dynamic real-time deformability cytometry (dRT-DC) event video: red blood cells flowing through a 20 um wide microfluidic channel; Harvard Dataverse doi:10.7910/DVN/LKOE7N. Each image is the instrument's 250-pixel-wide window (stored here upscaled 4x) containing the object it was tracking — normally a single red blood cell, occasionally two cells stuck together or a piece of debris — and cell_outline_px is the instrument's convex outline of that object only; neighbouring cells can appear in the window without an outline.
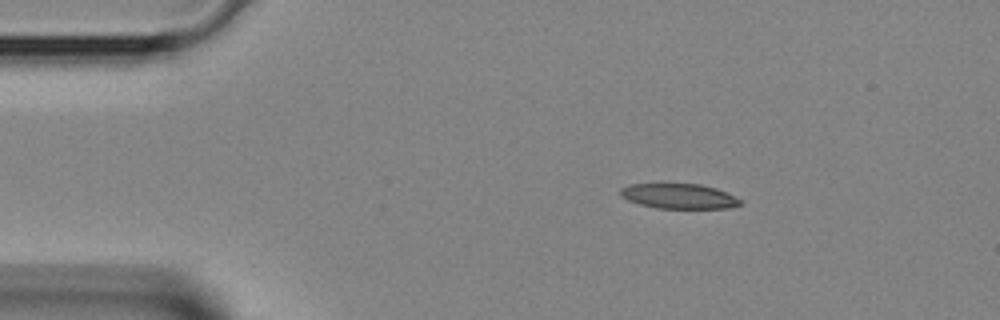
{"species": "Egyptian fruit bat (a non-hibernating species)", "species_latin": "Rousettus aegyptiacus", "temperature_condition": "room temperature", "stored_images_in_passage": 41, "camera_frame_rate_fps": 3000, "um_per_image_px": 0.085, "animal": {"sex": "female"}, "frame": {"image": 1, "passage_image": 6, "time_ms": 1.667, "image_size_px": [1000, 320], "cell_outline_px": [[740, 204], [728, 208], [656, 208], [640, 204], [628, 200], [620, 196], [620, 188], [628, 184], [700, 184], [716, 188], [740, 200]], "centroid_in_image_um": [57.64, 16.67], "position_along_channel_um": 27.4, "area_um2": 17.22}}
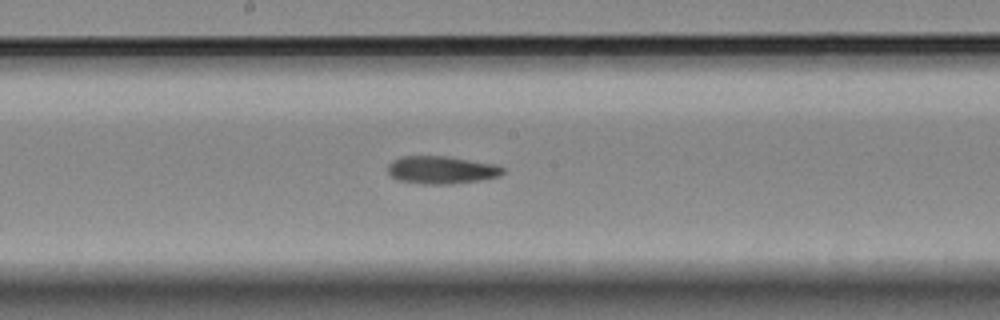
{"frame": {"image": 2, "passage_image": 21, "time_ms": 6.667, "image_size_px": [1000, 320], "cell_outline_px": [[504, 172], [500, 176], [480, 180], [452, 184], [424, 184], [396, 180], [388, 172], [388, 164], [392, 160], [404, 156], [444, 156], [500, 164], [504, 168]], "centroid_in_image_um": [37.55, 14.44], "position_along_channel_um": 210.6, "area_um2": 18.79}}
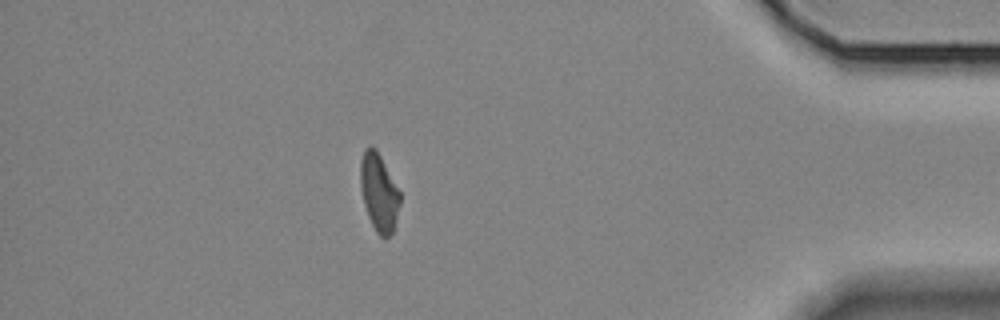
{"frame": {"image": 3, "passage_image": 36, "time_ms": 11.667, "image_size_px": [1000, 320], "cell_outline_px": [[400, 204], [392, 232], [384, 240], [376, 232], [368, 216], [364, 204], [360, 188], [360, 160], [364, 148], [368, 144], [372, 144], [376, 148], [400, 192]], "centroid_in_image_um": [32.18, 16.31], "position_along_channel_um": 403.0, "area_um2": 18.03}}